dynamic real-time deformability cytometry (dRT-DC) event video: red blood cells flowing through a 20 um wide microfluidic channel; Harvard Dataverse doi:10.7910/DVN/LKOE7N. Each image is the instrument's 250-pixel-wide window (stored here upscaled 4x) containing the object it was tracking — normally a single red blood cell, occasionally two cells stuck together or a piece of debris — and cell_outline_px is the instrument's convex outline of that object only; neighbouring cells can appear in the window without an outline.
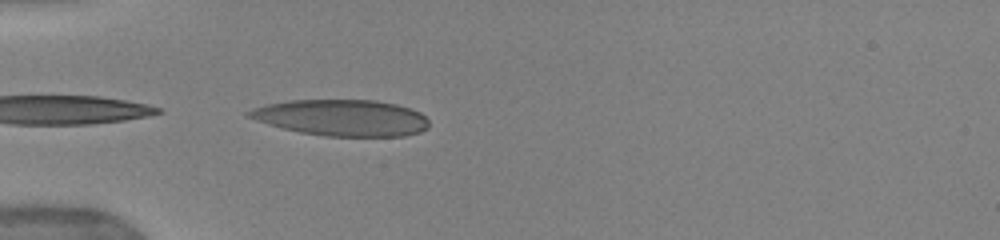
{"species": "human", "species_latin": "Homo sapiens", "temperature_condition": "warm", "stored_images_in_passage": 23, "camera_frame_rate_fps": 3000, "um_per_image_px": 0.085, "donor": {"sex": "female"}, "frame": {"image": 1, "passage_image": 1, "time_ms": 0.0, "image_size_px": [1000, 240], "cell_outline_px": [[428, 128], [420, 132], [404, 136], [324, 136], [300, 132], [268, 124], [244, 116], [244, 112], [252, 108], [268, 104], [288, 100], [376, 100], [396, 104], [420, 112], [428, 120]], "centroid_in_image_um": [29.03, 10.0], "position_along_channel_um": 56.0, "area_um2": 38.15}}